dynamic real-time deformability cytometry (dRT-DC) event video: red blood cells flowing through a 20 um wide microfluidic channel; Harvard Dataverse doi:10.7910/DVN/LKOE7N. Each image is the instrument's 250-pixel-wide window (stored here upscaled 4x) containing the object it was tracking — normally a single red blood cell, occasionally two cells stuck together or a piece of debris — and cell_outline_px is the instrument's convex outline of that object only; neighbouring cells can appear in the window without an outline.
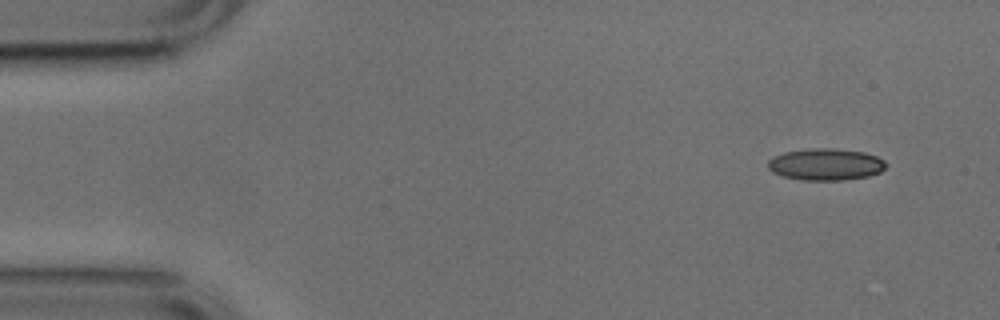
{"species": "common noctule bat (a hibernating species)", "species_latin": "Nyctalus noctula", "temperature_condition": "cold", "stored_images_in_passage": 4, "camera_frame_rate_fps": 3000, "um_per_image_px": 0.085, "animal": {"sex": "male", "body_mass_g": 17.9, "forearm_length_mm": 54.2}, "frame": {"image": 1, "passage_image": 1, "time_ms": 0.0, "image_size_px": [1000, 320], "cell_outline_px": [[888, 164], [880, 172], [868, 176], [844, 180], [800, 180], [784, 176], [772, 172], [768, 168], [768, 160], [772, 156], [784, 152], [808, 148], [836, 148], [864, 152], [876, 156], [884, 160]], "centroid_in_image_um": [70.17, 13.96], "position_along_channel_um": 14.8, "area_um2": 22.08}}
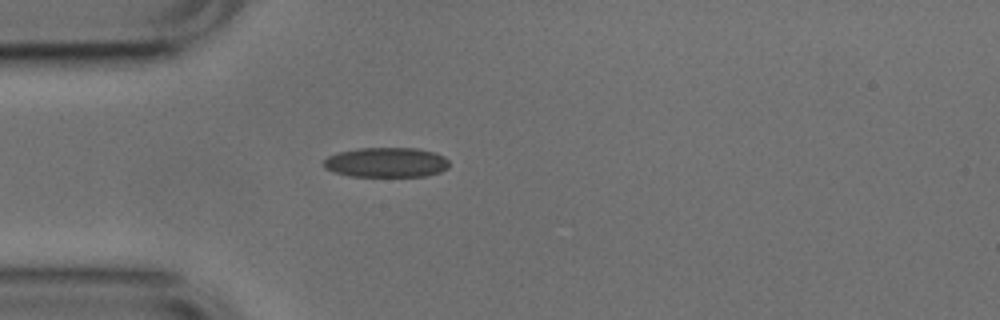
{"frame": {"image": 2, "passage_image": 4, "time_ms": 1.0, "image_size_px": [1000, 320], "cell_outline_px": [[448, 168], [440, 172], [428, 176], [348, 176], [324, 168], [324, 160], [328, 156], [340, 152], [356, 148], [416, 148], [436, 152], [444, 156], [448, 160]], "centroid_in_image_um": [32.86, 13.8], "position_along_channel_um": 52.1, "area_um2": 21.91}}